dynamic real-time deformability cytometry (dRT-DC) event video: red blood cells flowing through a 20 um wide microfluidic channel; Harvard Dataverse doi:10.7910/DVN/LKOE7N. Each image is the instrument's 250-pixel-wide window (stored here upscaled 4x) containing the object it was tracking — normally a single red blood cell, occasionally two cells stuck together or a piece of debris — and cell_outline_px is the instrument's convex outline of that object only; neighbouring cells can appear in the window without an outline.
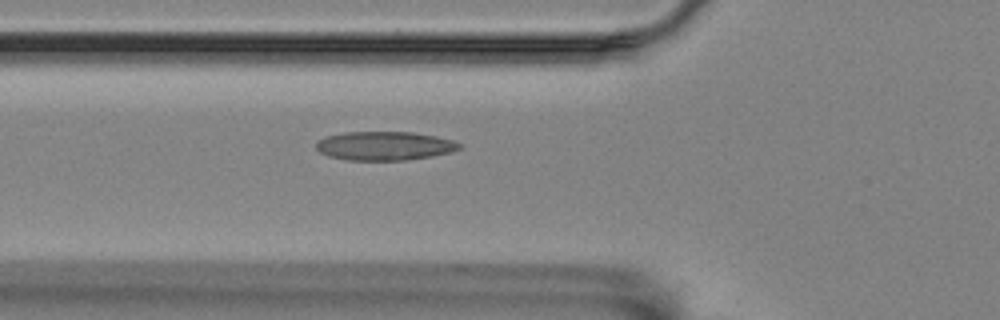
{"species": "Egyptian fruit bat (a non-hibernating species)", "species_latin": "Rousettus aegyptiacus", "temperature_condition": "room temperature", "stored_images_in_passage": 3, "camera_frame_rate_fps": 3000, "um_per_image_px": 0.085, "animal": {"sex": "female"}, "frame": {"image": 1, "passage_image": 3, "time_ms": 0.667, "image_size_px": [1000, 320], "cell_outline_px": [[460, 148], [448, 152], [432, 156], [404, 160], [348, 160], [328, 156], [320, 152], [316, 148], [316, 144], [320, 140], [328, 136], [344, 132], [412, 132], [436, 136], [452, 140], [460, 144]], "centroid_in_image_um": [32.67, 12.4], "position_along_channel_um": 93.1, "area_um2": 23.76}}